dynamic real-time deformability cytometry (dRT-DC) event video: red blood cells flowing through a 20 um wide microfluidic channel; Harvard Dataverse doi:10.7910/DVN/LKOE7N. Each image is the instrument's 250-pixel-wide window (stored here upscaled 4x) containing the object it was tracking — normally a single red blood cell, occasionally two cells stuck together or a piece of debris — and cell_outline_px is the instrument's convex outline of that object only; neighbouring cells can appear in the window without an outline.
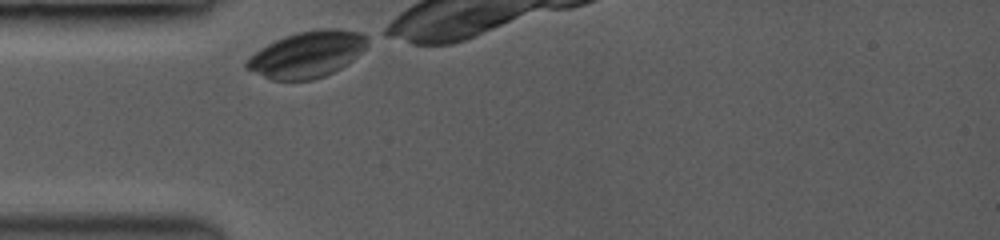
{"species": "common noctule bat (a hibernating species)", "species_latin": "Nyctalus noctula", "temperature_condition": "room temperature", "stored_images_in_passage": 6, "camera_frame_rate_fps": 3500, "um_per_image_px": 0.085, "animal": {"sex": "female", "body_mass_g": 19.0, "forearm_length_mm": 53.3}, "frame": {"image": 1, "passage_image": 1, "time_ms": 0.0, "image_size_px": [1000, 240], "cell_outline_px": [[368, 44], [356, 56], [340, 68], [324, 76], [312, 80], [272, 80], [244, 68], [244, 64], [260, 48], [284, 36], [300, 32], [320, 28], [336, 28], [360, 32], [368, 36]], "centroid_in_image_um": [26.11, 4.61], "position_along_channel_um": 58.9, "area_um2": 32.25}}
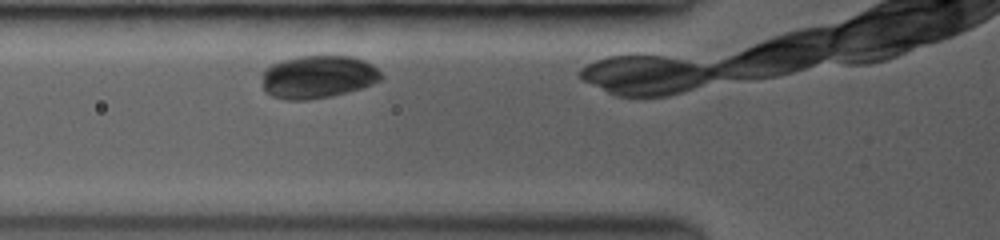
{"frame": {"image": 2, "passage_image": 5, "time_ms": 1.143, "image_size_px": [1000, 240], "cell_outline_px": [[384, 76], [380, 80], [360, 88], [328, 96], [304, 100], [288, 100], [272, 96], [264, 88], [264, 68], [272, 64], [296, 56], [352, 56], [364, 60], [372, 64]], "centroid_in_image_um": [27.04, 6.51], "position_along_channel_um": 98.8, "area_um2": 29.3}}